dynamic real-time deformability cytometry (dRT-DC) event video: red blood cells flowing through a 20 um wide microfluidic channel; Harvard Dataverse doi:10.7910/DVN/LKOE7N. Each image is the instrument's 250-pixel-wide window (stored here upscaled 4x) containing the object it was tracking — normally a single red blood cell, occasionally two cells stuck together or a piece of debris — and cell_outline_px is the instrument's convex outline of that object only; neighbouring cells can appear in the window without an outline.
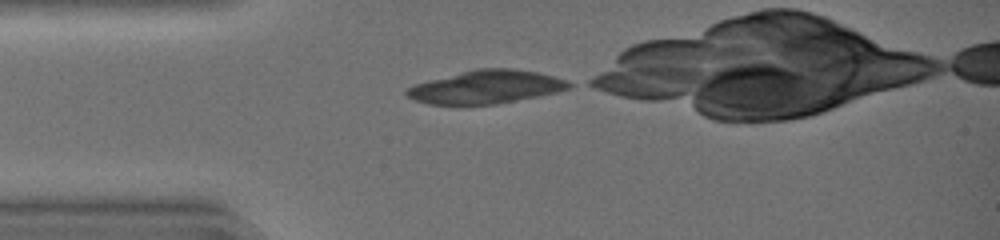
{"species": "common noctule bat (a hibernating species)", "species_latin": "Nyctalus noctula", "temperature_condition": "warm", "stored_images_in_passage": 26, "camera_frame_rate_fps": 3000, "um_per_image_px": 0.085, "animal": {"sex": "female", "body_mass_g": 19.0, "forearm_length_mm": 51.5}, "frame": {"image": 1, "passage_image": 1, "time_ms": 0.0, "image_size_px": [1000, 240], "cell_outline_px": [[580, 84], [572, 88], [556, 92], [496, 104], [464, 108], [460, 108], [428, 104], [412, 100], [404, 92], [408, 88], [416, 84], [428, 80], [476, 68], [512, 68], [536, 72], [568, 80]], "centroid_in_image_um": [41.3, 7.43], "position_along_channel_um": 43.7, "area_um2": 32.48}}